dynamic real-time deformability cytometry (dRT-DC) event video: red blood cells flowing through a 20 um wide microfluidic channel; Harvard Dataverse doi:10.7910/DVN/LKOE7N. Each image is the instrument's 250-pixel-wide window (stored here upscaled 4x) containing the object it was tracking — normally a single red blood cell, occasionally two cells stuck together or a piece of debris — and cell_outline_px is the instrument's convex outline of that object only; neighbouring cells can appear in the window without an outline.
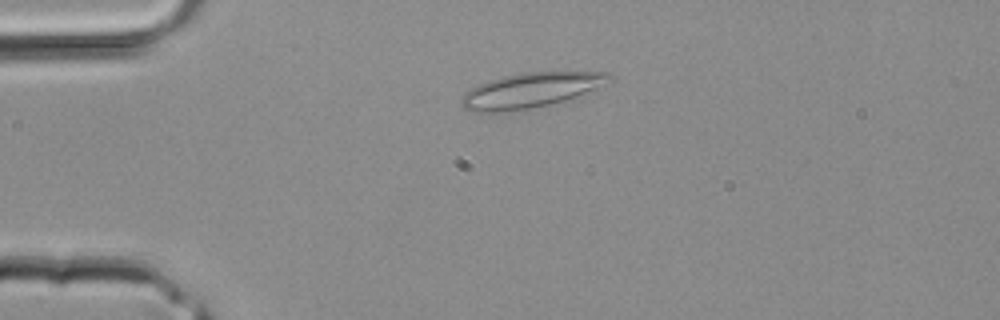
{"species": "common noctule bat (a hibernating species)", "species_latin": "Nyctalus noctula", "temperature_condition": "room temperature", "stored_images_in_passage": 2, "camera_frame_rate_fps": 3000, "um_per_image_px": 0.085, "animal": {"sex": "male", "body_mass_g": 20.4}, "frame": {"image": 1, "passage_image": 2, "time_ms": 0.333, "image_size_px": [1000, 320], "cell_outline_px": [[612, 80], [596, 88], [576, 96], [564, 100], [548, 104], [528, 108], [500, 112], [472, 112], [464, 108], [460, 104], [464, 92], [480, 84], [504, 76], [524, 72], [608, 72], [612, 76]], "centroid_in_image_um": [45.08, 7.67], "position_along_channel_um": 39.9, "area_um2": 29.54}}